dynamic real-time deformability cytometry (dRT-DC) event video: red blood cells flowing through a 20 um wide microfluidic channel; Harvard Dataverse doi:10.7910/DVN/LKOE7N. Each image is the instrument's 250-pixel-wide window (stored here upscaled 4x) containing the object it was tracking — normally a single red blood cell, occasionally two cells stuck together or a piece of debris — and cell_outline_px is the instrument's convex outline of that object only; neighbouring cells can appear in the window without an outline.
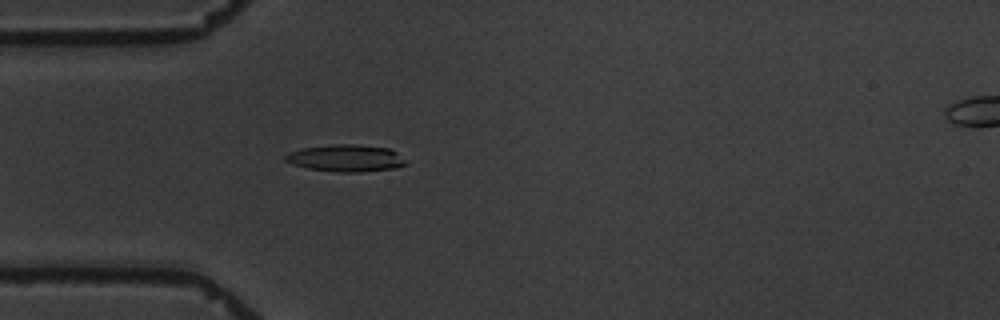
{"species": "common noctule bat (a hibernating species)", "species_latin": "Nyctalus noctula", "temperature_condition": "warm", "stored_images_in_passage": 1, "camera_frame_rate_fps": 3000, "um_per_image_px": 0.085, "animal": {"sex": "male", "body_mass_g": 19.5, "forearm_length_mm": 54.6}, "frame": {"image": 1, "passage_image": 1, "time_ms": 0.0, "image_size_px": [1000, 320], "cell_outline_px": [[408, 164], [392, 168], [360, 172], [336, 172], [308, 168], [292, 164], [284, 160], [284, 156], [292, 152], [304, 148], [332, 144], [352, 144], [388, 148], [396, 152]], "centroid_in_image_um": [29.39, 13.44], "position_along_channel_um": 55.6, "area_um2": 18.67}}